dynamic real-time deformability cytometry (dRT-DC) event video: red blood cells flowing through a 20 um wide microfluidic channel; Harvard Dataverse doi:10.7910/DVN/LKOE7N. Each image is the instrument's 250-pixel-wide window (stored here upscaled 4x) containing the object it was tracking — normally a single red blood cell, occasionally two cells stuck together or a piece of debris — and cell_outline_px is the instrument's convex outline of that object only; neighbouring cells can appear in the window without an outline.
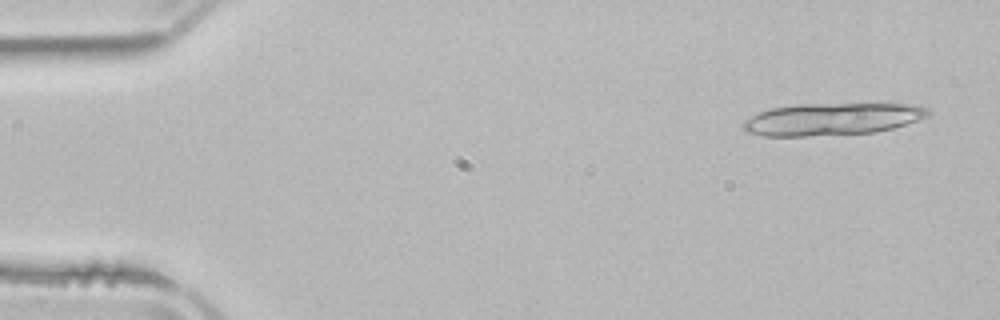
{"species": "common noctule bat (a hibernating species)", "species_latin": "Nyctalus noctula", "temperature_condition": "room temperature", "stored_images_in_passage": 4, "segment_of_instrument_passage": [1, 2], "camera_frame_rate_fps": 3000, "um_per_image_px": 0.085, "animal": {"sex": "male", "body_mass_g": 21.5, "forearm_length_mm": 52.0}, "frame": {"image": 1, "passage_image": 1, "time_ms": 0.0, "image_size_px": [1000, 320], "cell_outline_px": [[932, 112], [928, 116], [892, 128], [876, 132], [808, 136], [764, 136], [744, 132], [740, 128], [740, 124], [744, 120], [760, 112], [772, 108], [796, 104], [920, 104], [928, 108]], "centroid_in_image_um": [70.69, 10.12], "position_along_channel_um": 14.3, "area_um2": 34.91}}